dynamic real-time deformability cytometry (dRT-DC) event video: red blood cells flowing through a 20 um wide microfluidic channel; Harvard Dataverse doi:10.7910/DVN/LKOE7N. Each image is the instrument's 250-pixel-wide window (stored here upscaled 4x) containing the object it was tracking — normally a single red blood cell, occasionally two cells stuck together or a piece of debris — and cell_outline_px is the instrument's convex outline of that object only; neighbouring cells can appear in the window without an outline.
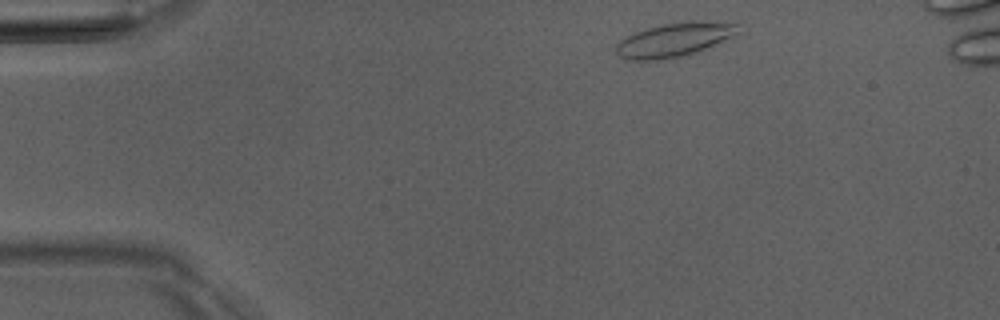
{"species": "Egyptian fruit bat (a non-hibernating species)", "species_latin": "Rousettus aegyptiacus", "temperature_condition": "room temperature", "stored_images_in_passage": 3, "camera_frame_rate_fps": 3000, "um_per_image_px": 0.085, "animal": {"sex": "male"}, "frame": {"image": 1, "passage_image": 1, "time_ms": 0.0, "image_size_px": [1000, 320], "cell_outline_px": [[736, 32], [732, 36], [696, 52], [656, 60], [632, 60], [620, 56], [616, 52], [616, 44], [620, 40], [636, 32], [648, 28], [664, 24], [688, 20], [736, 24]], "centroid_in_image_um": [57.24, 3.37], "position_along_channel_um": 27.8, "area_um2": 23.18}}